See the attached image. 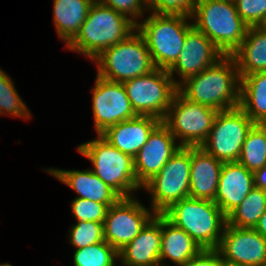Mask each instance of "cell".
I'll list each match as a JSON object with an SVG mask.
<instances>
[{
    "label": "cell",
    "instance_id": "obj_1",
    "mask_svg": "<svg viewBox=\"0 0 266 266\" xmlns=\"http://www.w3.org/2000/svg\"><path fill=\"white\" fill-rule=\"evenodd\" d=\"M240 81L235 59L225 55L211 67L187 78L178 91L192 102L224 111L239 107Z\"/></svg>",
    "mask_w": 266,
    "mask_h": 266
},
{
    "label": "cell",
    "instance_id": "obj_2",
    "mask_svg": "<svg viewBox=\"0 0 266 266\" xmlns=\"http://www.w3.org/2000/svg\"><path fill=\"white\" fill-rule=\"evenodd\" d=\"M134 30L136 25L129 18L95 0L79 32L66 47L94 60Z\"/></svg>",
    "mask_w": 266,
    "mask_h": 266
},
{
    "label": "cell",
    "instance_id": "obj_3",
    "mask_svg": "<svg viewBox=\"0 0 266 266\" xmlns=\"http://www.w3.org/2000/svg\"><path fill=\"white\" fill-rule=\"evenodd\" d=\"M183 229L202 249H217L227 216L214 201L187 197L173 203L162 213Z\"/></svg>",
    "mask_w": 266,
    "mask_h": 266
},
{
    "label": "cell",
    "instance_id": "obj_4",
    "mask_svg": "<svg viewBox=\"0 0 266 266\" xmlns=\"http://www.w3.org/2000/svg\"><path fill=\"white\" fill-rule=\"evenodd\" d=\"M193 26L205 34L224 55L241 45L248 25L237 12L234 3L220 0H197L191 18Z\"/></svg>",
    "mask_w": 266,
    "mask_h": 266
},
{
    "label": "cell",
    "instance_id": "obj_5",
    "mask_svg": "<svg viewBox=\"0 0 266 266\" xmlns=\"http://www.w3.org/2000/svg\"><path fill=\"white\" fill-rule=\"evenodd\" d=\"M94 61L98 64L99 77L119 83L156 69L146 41L137 29L125 40L105 49Z\"/></svg>",
    "mask_w": 266,
    "mask_h": 266
},
{
    "label": "cell",
    "instance_id": "obj_6",
    "mask_svg": "<svg viewBox=\"0 0 266 266\" xmlns=\"http://www.w3.org/2000/svg\"><path fill=\"white\" fill-rule=\"evenodd\" d=\"M77 150L91 160L94 165L92 172L121 198L132 197L131 191L140 188L133 158L114 147L101 135L95 140L82 143Z\"/></svg>",
    "mask_w": 266,
    "mask_h": 266
},
{
    "label": "cell",
    "instance_id": "obj_7",
    "mask_svg": "<svg viewBox=\"0 0 266 266\" xmlns=\"http://www.w3.org/2000/svg\"><path fill=\"white\" fill-rule=\"evenodd\" d=\"M191 16L151 14L136 29L144 37L154 66L168 70L183 49Z\"/></svg>",
    "mask_w": 266,
    "mask_h": 266
},
{
    "label": "cell",
    "instance_id": "obj_8",
    "mask_svg": "<svg viewBox=\"0 0 266 266\" xmlns=\"http://www.w3.org/2000/svg\"><path fill=\"white\" fill-rule=\"evenodd\" d=\"M181 82L172 79L165 69L156 68L151 73L123 82L127 96L135 113L165 117Z\"/></svg>",
    "mask_w": 266,
    "mask_h": 266
},
{
    "label": "cell",
    "instance_id": "obj_9",
    "mask_svg": "<svg viewBox=\"0 0 266 266\" xmlns=\"http://www.w3.org/2000/svg\"><path fill=\"white\" fill-rule=\"evenodd\" d=\"M217 110L185 98L179 91L162 120L175 137L180 138L184 147H199L208 137Z\"/></svg>",
    "mask_w": 266,
    "mask_h": 266
},
{
    "label": "cell",
    "instance_id": "obj_10",
    "mask_svg": "<svg viewBox=\"0 0 266 266\" xmlns=\"http://www.w3.org/2000/svg\"><path fill=\"white\" fill-rule=\"evenodd\" d=\"M191 147L181 146L143 188L152 194V212L162 214L173 203L189 197Z\"/></svg>",
    "mask_w": 266,
    "mask_h": 266
},
{
    "label": "cell",
    "instance_id": "obj_11",
    "mask_svg": "<svg viewBox=\"0 0 266 266\" xmlns=\"http://www.w3.org/2000/svg\"><path fill=\"white\" fill-rule=\"evenodd\" d=\"M254 125L240 107L218 111L211 131L200 147L222 162H237L247 134Z\"/></svg>",
    "mask_w": 266,
    "mask_h": 266
},
{
    "label": "cell",
    "instance_id": "obj_12",
    "mask_svg": "<svg viewBox=\"0 0 266 266\" xmlns=\"http://www.w3.org/2000/svg\"><path fill=\"white\" fill-rule=\"evenodd\" d=\"M155 214L132 197L120 198L107 211L103 223L104 240L119 252Z\"/></svg>",
    "mask_w": 266,
    "mask_h": 266
},
{
    "label": "cell",
    "instance_id": "obj_13",
    "mask_svg": "<svg viewBox=\"0 0 266 266\" xmlns=\"http://www.w3.org/2000/svg\"><path fill=\"white\" fill-rule=\"evenodd\" d=\"M93 93V114L97 134L107 128L137 117L123 83L103 79L97 75Z\"/></svg>",
    "mask_w": 266,
    "mask_h": 266
},
{
    "label": "cell",
    "instance_id": "obj_14",
    "mask_svg": "<svg viewBox=\"0 0 266 266\" xmlns=\"http://www.w3.org/2000/svg\"><path fill=\"white\" fill-rule=\"evenodd\" d=\"M217 250L230 266H263L266 261V239L255 229L226 224Z\"/></svg>",
    "mask_w": 266,
    "mask_h": 266
},
{
    "label": "cell",
    "instance_id": "obj_15",
    "mask_svg": "<svg viewBox=\"0 0 266 266\" xmlns=\"http://www.w3.org/2000/svg\"><path fill=\"white\" fill-rule=\"evenodd\" d=\"M175 137L161 122L149 135L134 160V171L138 185L143 187L156 176L165 163L178 151Z\"/></svg>",
    "mask_w": 266,
    "mask_h": 266
},
{
    "label": "cell",
    "instance_id": "obj_16",
    "mask_svg": "<svg viewBox=\"0 0 266 266\" xmlns=\"http://www.w3.org/2000/svg\"><path fill=\"white\" fill-rule=\"evenodd\" d=\"M225 55L201 31L192 26L186 35L184 46L175 63L167 70L173 79L174 72L181 82L197 75L217 63Z\"/></svg>",
    "mask_w": 266,
    "mask_h": 266
},
{
    "label": "cell",
    "instance_id": "obj_17",
    "mask_svg": "<svg viewBox=\"0 0 266 266\" xmlns=\"http://www.w3.org/2000/svg\"><path fill=\"white\" fill-rule=\"evenodd\" d=\"M255 188L253 172L239 162H224L215 203L227 216Z\"/></svg>",
    "mask_w": 266,
    "mask_h": 266
},
{
    "label": "cell",
    "instance_id": "obj_18",
    "mask_svg": "<svg viewBox=\"0 0 266 266\" xmlns=\"http://www.w3.org/2000/svg\"><path fill=\"white\" fill-rule=\"evenodd\" d=\"M161 214H155L140 233L118 252L125 266H160Z\"/></svg>",
    "mask_w": 266,
    "mask_h": 266
},
{
    "label": "cell",
    "instance_id": "obj_19",
    "mask_svg": "<svg viewBox=\"0 0 266 266\" xmlns=\"http://www.w3.org/2000/svg\"><path fill=\"white\" fill-rule=\"evenodd\" d=\"M162 121L153 116H137L107 128L100 135L121 152L134 158Z\"/></svg>",
    "mask_w": 266,
    "mask_h": 266
},
{
    "label": "cell",
    "instance_id": "obj_20",
    "mask_svg": "<svg viewBox=\"0 0 266 266\" xmlns=\"http://www.w3.org/2000/svg\"><path fill=\"white\" fill-rule=\"evenodd\" d=\"M223 163L200 146L191 147L189 197L215 202Z\"/></svg>",
    "mask_w": 266,
    "mask_h": 266
},
{
    "label": "cell",
    "instance_id": "obj_21",
    "mask_svg": "<svg viewBox=\"0 0 266 266\" xmlns=\"http://www.w3.org/2000/svg\"><path fill=\"white\" fill-rule=\"evenodd\" d=\"M62 183L76 191L79 197L86 200L106 204L108 207L114 205L121 197L103 182L92 170H60L48 169Z\"/></svg>",
    "mask_w": 266,
    "mask_h": 266
},
{
    "label": "cell",
    "instance_id": "obj_22",
    "mask_svg": "<svg viewBox=\"0 0 266 266\" xmlns=\"http://www.w3.org/2000/svg\"><path fill=\"white\" fill-rule=\"evenodd\" d=\"M202 248L183 229L171 223L161 214V250L159 254L160 266L166 258L178 266H184Z\"/></svg>",
    "mask_w": 266,
    "mask_h": 266
},
{
    "label": "cell",
    "instance_id": "obj_23",
    "mask_svg": "<svg viewBox=\"0 0 266 266\" xmlns=\"http://www.w3.org/2000/svg\"><path fill=\"white\" fill-rule=\"evenodd\" d=\"M240 77L266 72V26L248 27L241 45L231 55Z\"/></svg>",
    "mask_w": 266,
    "mask_h": 266
},
{
    "label": "cell",
    "instance_id": "obj_24",
    "mask_svg": "<svg viewBox=\"0 0 266 266\" xmlns=\"http://www.w3.org/2000/svg\"><path fill=\"white\" fill-rule=\"evenodd\" d=\"M54 18L59 37L68 45L80 30L95 0H53Z\"/></svg>",
    "mask_w": 266,
    "mask_h": 266
},
{
    "label": "cell",
    "instance_id": "obj_25",
    "mask_svg": "<svg viewBox=\"0 0 266 266\" xmlns=\"http://www.w3.org/2000/svg\"><path fill=\"white\" fill-rule=\"evenodd\" d=\"M239 107L257 123L266 117V72L240 77Z\"/></svg>",
    "mask_w": 266,
    "mask_h": 266
},
{
    "label": "cell",
    "instance_id": "obj_26",
    "mask_svg": "<svg viewBox=\"0 0 266 266\" xmlns=\"http://www.w3.org/2000/svg\"><path fill=\"white\" fill-rule=\"evenodd\" d=\"M266 211V191L253 188L245 199L227 215V224L254 229Z\"/></svg>",
    "mask_w": 266,
    "mask_h": 266
},
{
    "label": "cell",
    "instance_id": "obj_27",
    "mask_svg": "<svg viewBox=\"0 0 266 266\" xmlns=\"http://www.w3.org/2000/svg\"><path fill=\"white\" fill-rule=\"evenodd\" d=\"M237 162L251 172L266 166V136L256 124L248 132Z\"/></svg>",
    "mask_w": 266,
    "mask_h": 266
},
{
    "label": "cell",
    "instance_id": "obj_28",
    "mask_svg": "<svg viewBox=\"0 0 266 266\" xmlns=\"http://www.w3.org/2000/svg\"><path fill=\"white\" fill-rule=\"evenodd\" d=\"M118 251L105 240L74 252V266H115Z\"/></svg>",
    "mask_w": 266,
    "mask_h": 266
},
{
    "label": "cell",
    "instance_id": "obj_29",
    "mask_svg": "<svg viewBox=\"0 0 266 266\" xmlns=\"http://www.w3.org/2000/svg\"><path fill=\"white\" fill-rule=\"evenodd\" d=\"M29 118L30 112L14 87L12 79L0 69V115Z\"/></svg>",
    "mask_w": 266,
    "mask_h": 266
},
{
    "label": "cell",
    "instance_id": "obj_30",
    "mask_svg": "<svg viewBox=\"0 0 266 266\" xmlns=\"http://www.w3.org/2000/svg\"><path fill=\"white\" fill-rule=\"evenodd\" d=\"M70 241L76 249L104 241L103 223L77 221L69 232Z\"/></svg>",
    "mask_w": 266,
    "mask_h": 266
},
{
    "label": "cell",
    "instance_id": "obj_31",
    "mask_svg": "<svg viewBox=\"0 0 266 266\" xmlns=\"http://www.w3.org/2000/svg\"><path fill=\"white\" fill-rule=\"evenodd\" d=\"M71 209L77 221L104 223L109 207L95 201L75 198Z\"/></svg>",
    "mask_w": 266,
    "mask_h": 266
},
{
    "label": "cell",
    "instance_id": "obj_32",
    "mask_svg": "<svg viewBox=\"0 0 266 266\" xmlns=\"http://www.w3.org/2000/svg\"><path fill=\"white\" fill-rule=\"evenodd\" d=\"M238 14L249 26H266V0H236Z\"/></svg>",
    "mask_w": 266,
    "mask_h": 266
},
{
    "label": "cell",
    "instance_id": "obj_33",
    "mask_svg": "<svg viewBox=\"0 0 266 266\" xmlns=\"http://www.w3.org/2000/svg\"><path fill=\"white\" fill-rule=\"evenodd\" d=\"M147 9L159 15L191 16L197 0H146ZM154 11V12H153Z\"/></svg>",
    "mask_w": 266,
    "mask_h": 266
},
{
    "label": "cell",
    "instance_id": "obj_34",
    "mask_svg": "<svg viewBox=\"0 0 266 266\" xmlns=\"http://www.w3.org/2000/svg\"><path fill=\"white\" fill-rule=\"evenodd\" d=\"M102 4L113 8L120 14L125 15L135 25L138 24L136 18L142 17L144 9H147L146 0H98ZM143 13V14H142ZM130 15L131 17H128ZM134 18V19H133Z\"/></svg>",
    "mask_w": 266,
    "mask_h": 266
},
{
    "label": "cell",
    "instance_id": "obj_35",
    "mask_svg": "<svg viewBox=\"0 0 266 266\" xmlns=\"http://www.w3.org/2000/svg\"><path fill=\"white\" fill-rule=\"evenodd\" d=\"M225 264L217 249H202L184 266H224Z\"/></svg>",
    "mask_w": 266,
    "mask_h": 266
},
{
    "label": "cell",
    "instance_id": "obj_36",
    "mask_svg": "<svg viewBox=\"0 0 266 266\" xmlns=\"http://www.w3.org/2000/svg\"><path fill=\"white\" fill-rule=\"evenodd\" d=\"M255 188L266 191V166L253 172Z\"/></svg>",
    "mask_w": 266,
    "mask_h": 266
},
{
    "label": "cell",
    "instance_id": "obj_37",
    "mask_svg": "<svg viewBox=\"0 0 266 266\" xmlns=\"http://www.w3.org/2000/svg\"><path fill=\"white\" fill-rule=\"evenodd\" d=\"M254 229L266 239V211L260 217V219H259V221H258V223Z\"/></svg>",
    "mask_w": 266,
    "mask_h": 266
},
{
    "label": "cell",
    "instance_id": "obj_38",
    "mask_svg": "<svg viewBox=\"0 0 266 266\" xmlns=\"http://www.w3.org/2000/svg\"><path fill=\"white\" fill-rule=\"evenodd\" d=\"M266 136V117L255 123Z\"/></svg>",
    "mask_w": 266,
    "mask_h": 266
},
{
    "label": "cell",
    "instance_id": "obj_39",
    "mask_svg": "<svg viewBox=\"0 0 266 266\" xmlns=\"http://www.w3.org/2000/svg\"><path fill=\"white\" fill-rule=\"evenodd\" d=\"M220 1H225V2H231V3H234L236 0H220Z\"/></svg>",
    "mask_w": 266,
    "mask_h": 266
},
{
    "label": "cell",
    "instance_id": "obj_40",
    "mask_svg": "<svg viewBox=\"0 0 266 266\" xmlns=\"http://www.w3.org/2000/svg\"><path fill=\"white\" fill-rule=\"evenodd\" d=\"M0 266H12L11 264H8V263H6V264H0Z\"/></svg>",
    "mask_w": 266,
    "mask_h": 266
}]
</instances>
